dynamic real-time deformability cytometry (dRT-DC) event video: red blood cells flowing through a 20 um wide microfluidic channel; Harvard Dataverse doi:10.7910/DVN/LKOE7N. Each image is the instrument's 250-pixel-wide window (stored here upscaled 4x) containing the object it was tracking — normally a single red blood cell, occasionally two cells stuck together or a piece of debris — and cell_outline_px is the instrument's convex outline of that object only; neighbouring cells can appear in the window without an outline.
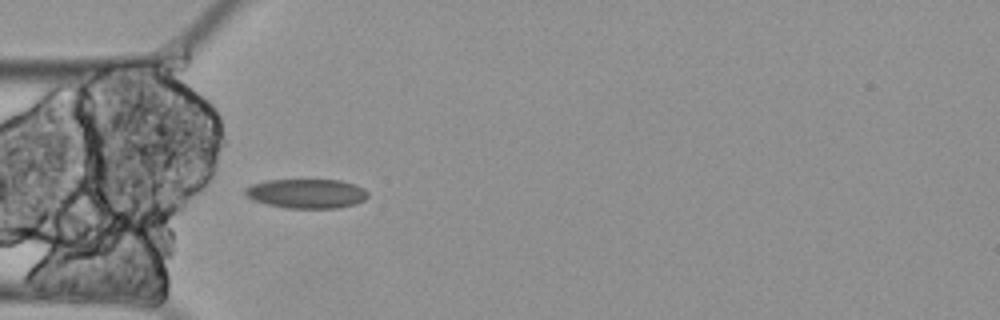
{"species": "Egyptian fruit bat (a non-hibernating species)", "species_latin": "Rousettus aegyptiacus", "temperature_condition": "cold", "stored_images_in_passage": 13, "camera_frame_rate_fps": 3000, "um_per_image_px": 0.085, "animal": {"sex": "female"}, "frame": {"image": 1, "passage_image": 2, "time_ms": 0.333, "image_size_px": [1000, 320], "cell_outline_px": [[368, 196], [364, 200], [356, 204], [340, 208], [284, 208], [252, 200], [244, 196], [244, 188], [252, 184], [268, 180], [340, 180], [356, 184], [364, 188], [368, 192]], "centroid_in_image_um": [26.06, 16.45], "position_along_channel_um": 58.9, "area_um2": 21.27}}
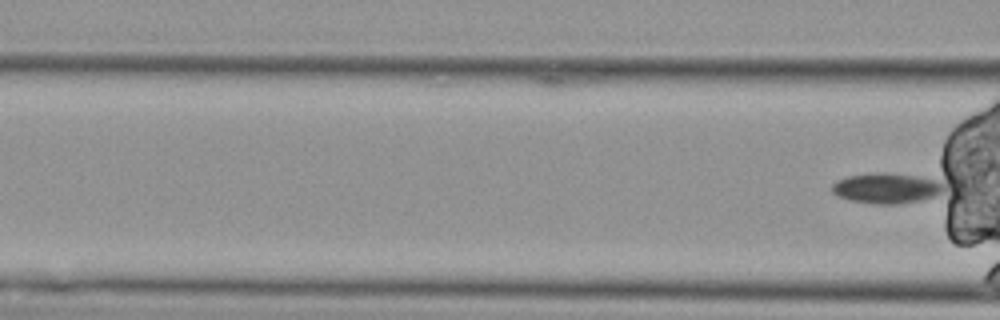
{"frame": {"image": 2, "passage_image": 13, "time_ms": 4.0, "image_size_px": [1000, 320], "cell_outline_px": [[944, 192], [940, 196], [924, 200], [900, 204], [872, 204], [848, 200], [832, 192], [832, 184], [836, 180], [848, 176], [868, 172], [888, 172], [916, 176], [940, 180], [944, 184]], "centroid_in_image_um": [75.41, 15.99], "position_along_channel_um": 91.2, "area_um2": 20.46}}